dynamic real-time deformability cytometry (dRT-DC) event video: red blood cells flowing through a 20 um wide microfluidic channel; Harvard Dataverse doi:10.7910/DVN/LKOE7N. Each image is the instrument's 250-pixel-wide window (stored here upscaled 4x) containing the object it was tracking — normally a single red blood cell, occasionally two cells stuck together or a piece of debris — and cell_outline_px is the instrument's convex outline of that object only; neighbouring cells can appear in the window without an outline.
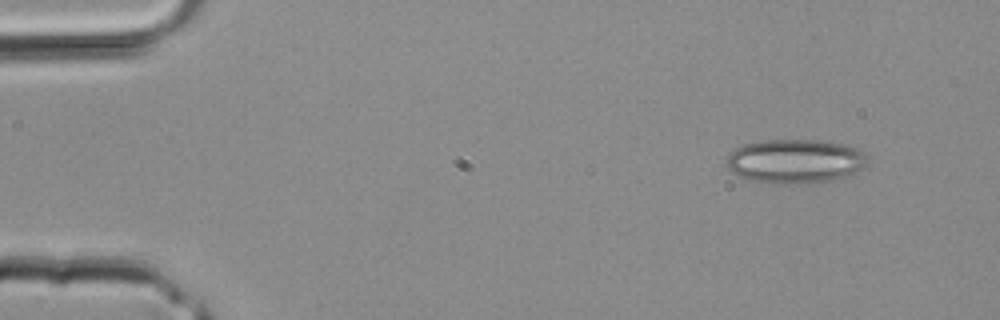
{"species": "common noctule bat (a hibernating species)", "species_latin": "Nyctalus noctula", "temperature_condition": "room temperature", "stored_images_in_passage": 4, "camera_frame_rate_fps": 3000, "um_per_image_px": 0.085, "animal": {"sex": "male", "body_mass_g": 20.4}, "frame": {"image": 1, "passage_image": 1, "time_ms": 0.0, "image_size_px": [1000, 320], "cell_outline_px": [[868, 164], [864, 168], [856, 172], [832, 180], [804, 184], [772, 184], [748, 180], [732, 172], [728, 168], [728, 156], [736, 148], [744, 144], [764, 140], [816, 140], [844, 144], [860, 148], [864, 152]], "centroid_in_image_um": [67.62, 13.71], "position_along_channel_um": 17.4, "area_um2": 36.47}}
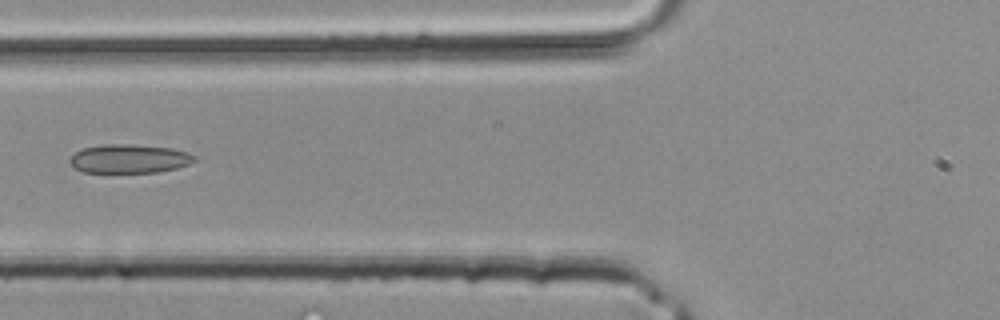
{"frame": {"image": 2, "passage_image": 4, "time_ms": 1.0, "image_size_px": [1000, 320], "cell_outline_px": [[196, 160], [188, 164], [176, 168], [156, 172], [84, 172], [72, 168], [68, 160], [76, 152], [84, 148], [104, 144], [132, 144], [172, 148], [188, 152], [196, 156]], "centroid_in_image_um": [10.98, 13.49], "position_along_channel_um": 114.8, "area_um2": 20.92}}